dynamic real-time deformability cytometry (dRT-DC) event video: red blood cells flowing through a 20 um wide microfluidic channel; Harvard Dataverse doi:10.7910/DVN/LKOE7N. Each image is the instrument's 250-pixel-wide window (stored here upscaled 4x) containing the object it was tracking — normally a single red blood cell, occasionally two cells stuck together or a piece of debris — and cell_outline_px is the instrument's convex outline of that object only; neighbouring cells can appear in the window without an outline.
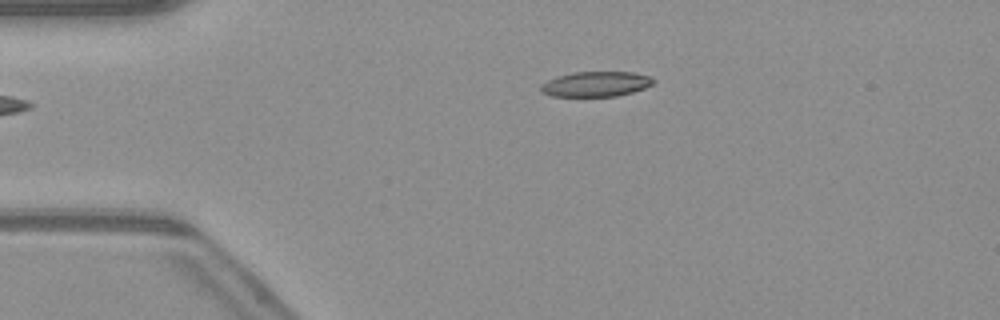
{"species": "common noctule bat (a hibernating species)", "species_latin": "Nyctalus noctula", "temperature_condition": "warm", "stored_images_in_passage": 41, "camera_frame_rate_fps": 3000, "um_per_image_px": 0.085, "animal": {"sex": "male", "body_mass_g": 23.1, "forearm_length_mm": 52.7}, "frame": {"image": 1, "passage_image": 1, "time_ms": 0.0, "image_size_px": [1000, 320], "cell_outline_px": [[656, 80], [652, 84], [644, 88], [632, 92], [616, 96], [552, 96], [540, 92], [540, 84], [556, 76], [572, 72], [632, 72], [648, 76]], "centroid_in_image_um": [50.61, 7.14], "position_along_channel_um": 34.4, "area_um2": 16.47}}
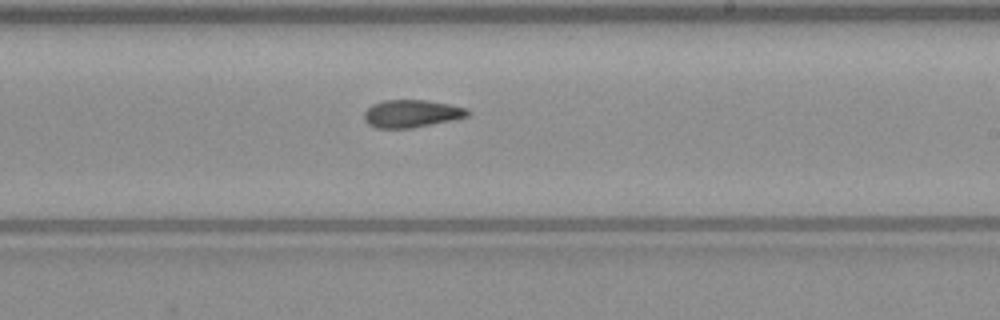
{"frame": {"image": 2, "passage_image": 20, "time_ms": 6.333, "image_size_px": [1000, 320], "cell_outline_px": [[472, 112], [468, 116], [452, 120], [412, 128], [376, 128], [368, 124], [364, 120], [364, 112], [372, 104], [384, 100], [424, 100], [448, 104], [468, 108]], "centroid_in_image_um": [34.98, 9.66], "position_along_channel_um": 254.0, "area_um2": 16.7}}
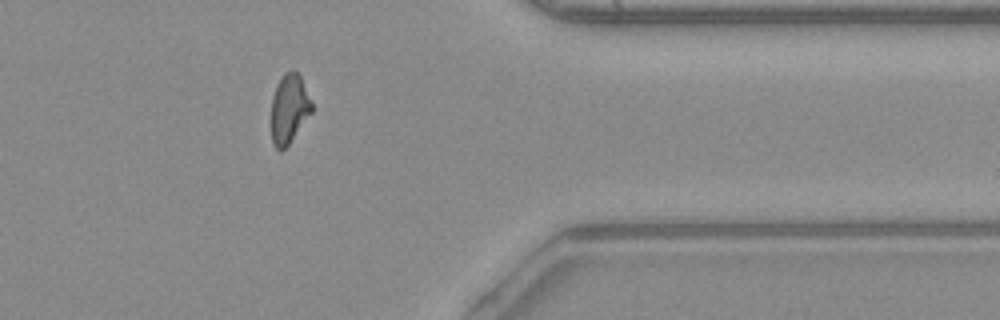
{"frame": {"image": 3, "passage_image": 31, "time_ms": 10.0, "image_size_px": [1000, 320], "cell_outline_px": [[312, 112], [288, 144], [280, 152], [276, 148], [272, 140], [272, 96], [276, 84], [284, 72], [292, 68], [300, 76], [312, 104]], "centroid_in_image_um": [24.56, 9.21], "position_along_channel_um": 386.8, "area_um2": 16.13}, "authors_computed_cell_mechanics": {"area_um2": 16.8198, "velocity_mm_per_s": 4.1072, "shape_relaxation_time_tau1_ms": null, "shape_relaxation_time_tau2_ms": 3.7196, "deformation_change_tau1": null, "deformation_change_tau2": 0.1095}}